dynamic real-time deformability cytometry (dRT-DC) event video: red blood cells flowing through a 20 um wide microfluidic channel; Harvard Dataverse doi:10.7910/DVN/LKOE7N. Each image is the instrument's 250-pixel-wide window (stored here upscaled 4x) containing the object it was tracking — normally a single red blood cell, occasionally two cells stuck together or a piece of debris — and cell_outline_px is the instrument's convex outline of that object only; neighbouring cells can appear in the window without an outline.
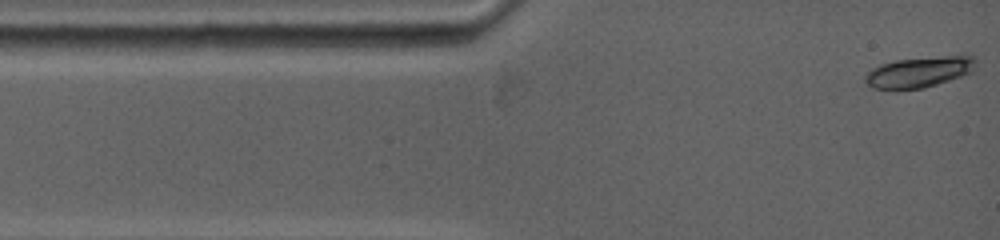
{"species": "common noctule bat (a hibernating species)", "species_latin": "Nyctalus noctula", "temperature_condition": "warm", "stored_images_in_passage": 5, "camera_frame_rate_fps": 5000, "um_per_image_px": 0.085, "animal": {"sex": "female", "body_mass_g": 19.0, "forearm_length_mm": 53.3}, "frame": {"image": 1, "passage_image": 1, "time_ms": 0.0, "image_size_px": [1000, 240], "cell_outline_px": [[976, 64], [972, 72], [924, 88], [896, 92], [872, 88], [864, 80], [864, 76], [872, 68], [880, 64], [896, 60], [964, 52], [972, 56], [976, 60]], "centroid_in_image_um": [78.14, 6.11], "position_along_channel_um": 6.9, "area_um2": 20.92}}
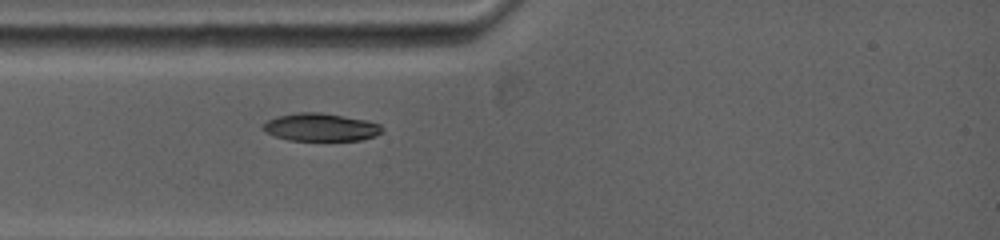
{"frame": {"image": 2, "passage_image": 5, "time_ms": 2.6, "image_size_px": [1000, 240], "cell_outline_px": [[384, 132], [376, 136], [360, 140], [288, 140], [264, 132], [260, 128], [260, 124], [276, 116], [296, 112], [320, 112], [364, 120], [380, 124], [384, 128]], "centroid_in_image_um": [27.22, 10.81], "position_along_channel_um": 57.8, "area_um2": 19.48}}